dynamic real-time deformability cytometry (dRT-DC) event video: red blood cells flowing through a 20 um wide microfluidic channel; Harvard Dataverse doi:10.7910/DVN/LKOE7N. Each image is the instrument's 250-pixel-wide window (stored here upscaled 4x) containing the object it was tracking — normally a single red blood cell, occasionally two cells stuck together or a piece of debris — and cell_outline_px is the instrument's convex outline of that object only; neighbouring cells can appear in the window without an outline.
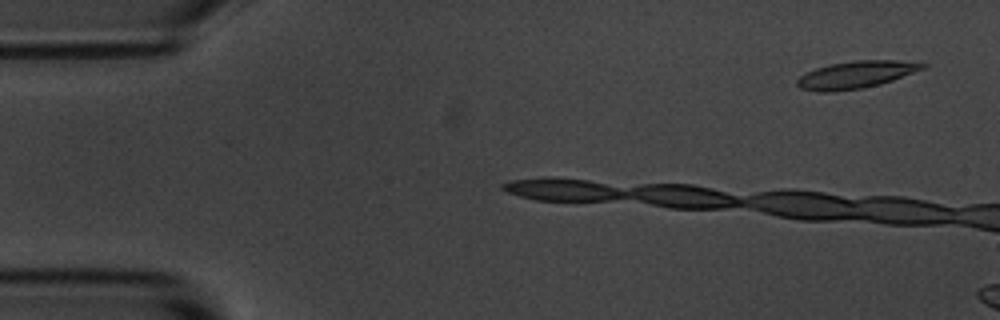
{"species": "common noctule bat (a hibernating species)", "species_latin": "Nyctalus noctula", "temperature_condition": "room temperature", "stored_images_in_passage": 6, "camera_frame_rate_fps": 3000, "um_per_image_px": 0.085, "animal": {"sex": "male", "body_mass_g": 20.1, "forearm_length_mm": 53.5}, "frame": {"image": 1, "passage_image": 3, "time_ms": 0.667, "image_size_px": [1000, 320], "cell_outline_px": [[928, 64], [924, 68], [892, 80], [880, 84], [864, 88], [828, 92], [816, 92], [800, 88], [796, 84], [796, 80], [804, 72], [828, 64], [856, 60], [896, 60]], "centroid_in_image_um": [72.68, 6.35], "position_along_channel_um": 12.3, "area_um2": 19.94}}